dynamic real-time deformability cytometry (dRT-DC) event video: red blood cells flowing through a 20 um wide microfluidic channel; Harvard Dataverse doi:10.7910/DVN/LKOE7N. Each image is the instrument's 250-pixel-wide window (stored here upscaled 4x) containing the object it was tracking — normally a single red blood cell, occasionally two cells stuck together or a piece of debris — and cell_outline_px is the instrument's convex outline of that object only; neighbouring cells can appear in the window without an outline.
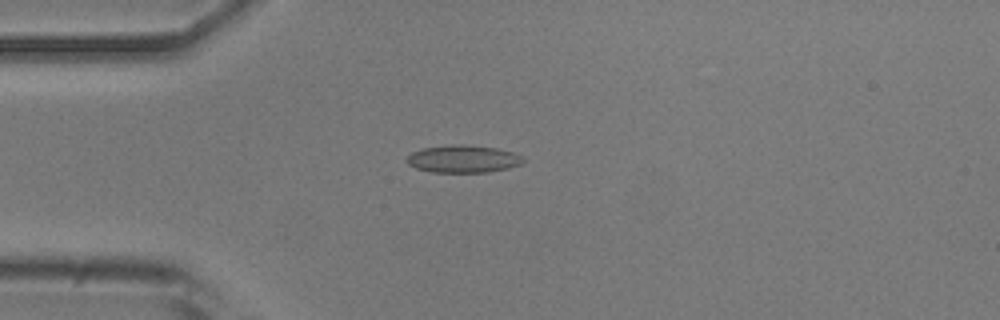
{"species": "common noctule bat (a hibernating species)", "species_latin": "Nyctalus noctula", "temperature_condition": "room temperature", "stored_images_in_passage": 5, "camera_frame_rate_fps": 3000, "um_per_image_px": 0.085, "animal": {"sex": "male", "body_mass_g": 20.5, "forearm_length_mm": 52.5}, "frame": {"image": 1, "passage_image": 4, "time_ms": 1.0, "image_size_px": [1000, 320], "cell_outline_px": [[524, 160], [520, 164], [508, 168], [488, 172], [432, 172], [416, 168], [408, 164], [404, 160], [412, 152], [424, 148], [452, 144], [464, 144], [496, 148], [512, 152], [524, 156]], "centroid_in_image_um": [39.36, 13.5], "position_along_channel_um": 45.6, "area_um2": 18.67}}